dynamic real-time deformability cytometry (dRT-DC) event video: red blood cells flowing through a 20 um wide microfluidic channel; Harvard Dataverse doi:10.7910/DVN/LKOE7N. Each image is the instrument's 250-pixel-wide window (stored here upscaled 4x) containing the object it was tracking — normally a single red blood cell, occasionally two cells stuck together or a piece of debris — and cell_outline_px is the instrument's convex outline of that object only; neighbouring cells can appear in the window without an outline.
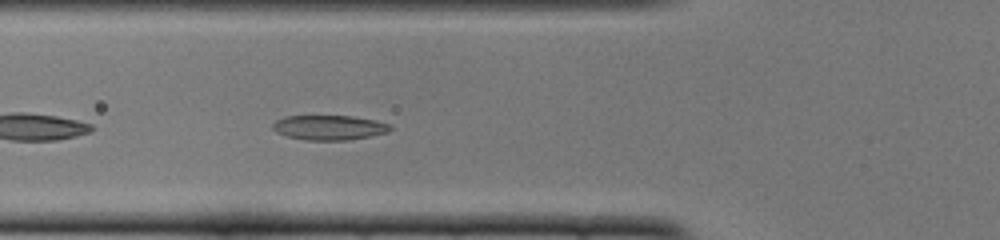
{"species": "common noctule bat (a hibernating species)", "species_latin": "Nyctalus noctula", "temperature_condition": "cold", "stored_images_in_passage": 30, "camera_frame_rate_fps": 3000, "um_per_image_px": 0.085, "animal": {"sex": "female", "body_mass_g": 22.0, "forearm_length_mm": 56.7}, "frame": {"image": 1, "passage_image": 5, "time_ms": 1.333, "image_size_px": [1000, 240], "cell_outline_px": [[392, 128], [388, 132], [372, 136], [348, 140], [304, 140], [288, 136], [276, 132], [272, 128], [272, 124], [276, 120], [284, 116], [352, 116], [376, 120], [392, 124]], "centroid_in_image_um": [28.01, 10.84], "position_along_channel_um": 97.8, "area_um2": 17.11}}
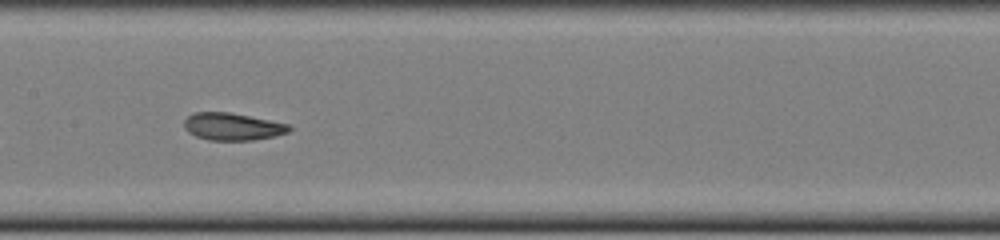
{"frame": {"image": 2, "passage_image": 12, "time_ms": 3.667, "image_size_px": [1000, 240], "cell_outline_px": [[292, 128], [288, 132], [276, 136], [252, 140], [208, 140], [196, 136], [188, 132], [184, 128], [184, 120], [188, 116], [196, 112], [232, 112], [288, 124]], "centroid_in_image_um": [19.76, 10.76], "position_along_channel_um": 187.6, "area_um2": 16.76}}
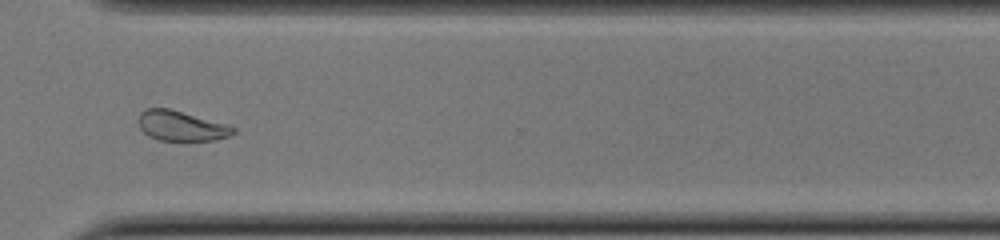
{"frame": {"image": 3, "passage_image": 25, "time_ms": 8.0, "image_size_px": [1000, 240], "cell_outline_px": [[236, 132], [228, 136], [216, 140], [160, 140], [148, 136], [140, 128], [140, 112], [144, 108], [168, 108], [228, 124], [236, 128]], "centroid_in_image_um": [15.43, 10.7], "position_along_channel_um": 355.2, "area_um2": 16.47}, "authors_computed_cell_mechanics": {"area_um2": 17.051, "velocity_mm_per_s": 3.8521, "shape_relaxation_time_tau1_ms": 4.6711, "shape_relaxation_time_tau2_ms": 1.9867, "deformation_change_tau1": 0.1374, "deformation_change_tau2": 0.0847}}